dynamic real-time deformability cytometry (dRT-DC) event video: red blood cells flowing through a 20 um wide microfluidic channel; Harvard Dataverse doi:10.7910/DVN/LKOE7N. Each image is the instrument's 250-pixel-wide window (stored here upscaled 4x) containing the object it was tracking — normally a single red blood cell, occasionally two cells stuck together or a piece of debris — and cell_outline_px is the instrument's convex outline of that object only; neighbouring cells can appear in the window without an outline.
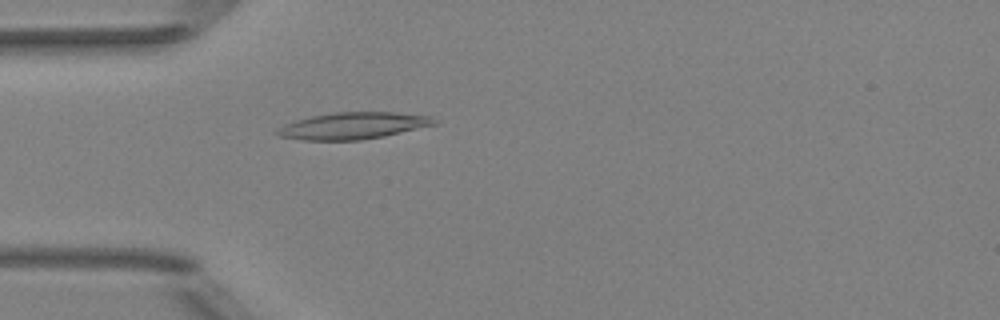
{"species": "Egyptian fruit bat (a non-hibernating species)", "species_latin": "Rousettus aegyptiacus", "temperature_condition": "room temperature", "stored_images_in_passage": 52, "camera_frame_rate_fps": 3000, "um_per_image_px": 0.085, "animal": {"sex": "female"}, "frame": {"image": 1, "passage_image": 16, "time_ms": 5.0, "image_size_px": [1000, 320], "cell_outline_px": [[436, 124], [384, 136], [360, 140], [304, 140], [280, 136], [272, 132], [276, 128], [284, 124], [296, 120], [312, 116], [336, 112], [396, 112], [432, 116], [436, 120]], "centroid_in_image_um": [29.98, 10.68], "position_along_channel_um": 55.0, "area_um2": 24.45}}
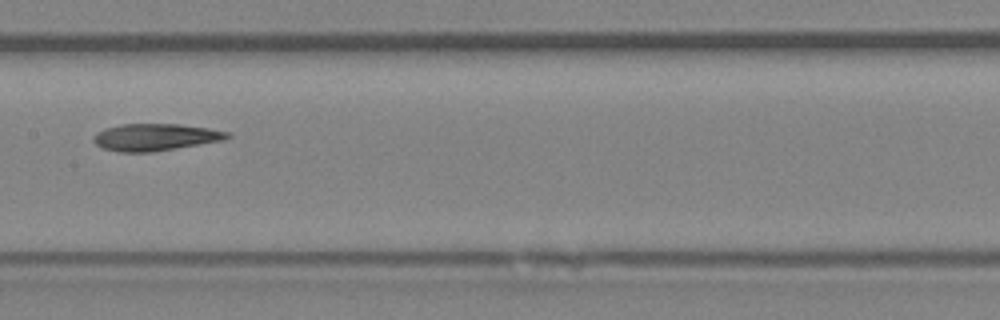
{"frame": {"image": 2, "passage_image": 27, "time_ms": 8.667, "image_size_px": [1000, 320], "cell_outline_px": [[232, 136], [224, 140], [152, 152], [120, 152], [104, 148], [96, 144], [92, 140], [92, 136], [96, 132], [104, 128], [120, 124], [180, 124], [208, 128], [232, 132]], "centroid_in_image_um": [13.2, 11.65], "position_along_channel_um": 194.2, "area_um2": 21.21}}
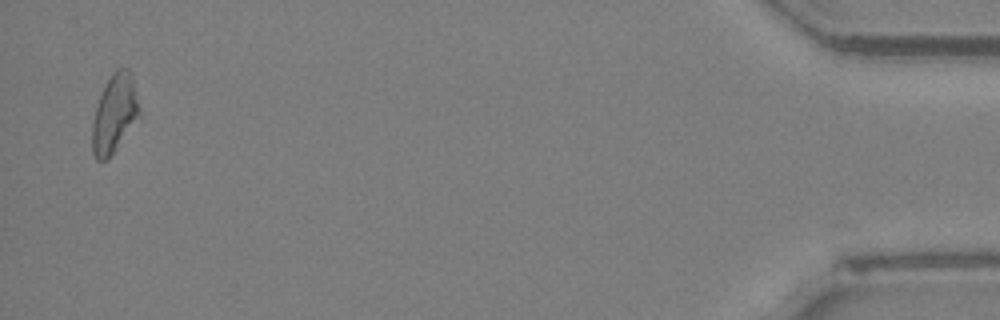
{"frame": {"image": 3, "passage_image": 51, "time_ms": 16.667, "image_size_px": [1000, 320], "cell_outline_px": [[140, 116], [108, 160], [96, 160], [92, 152], [92, 120], [104, 84], [112, 72], [116, 68], [128, 68], [132, 72], [140, 108]], "centroid_in_image_um": [9.74, 9.64], "position_along_channel_um": 425.5, "area_um2": 21.79}, "authors_computed_cell_mechanics": {"area_um2": 21.7039, "velocity_mm_per_s": 4.0031, "shape_relaxation_time_tau1_ms": null, "shape_relaxation_time_tau2_ms": 3.3332, "deformation_change_tau1": null, "deformation_change_tau2": 0.1256}}